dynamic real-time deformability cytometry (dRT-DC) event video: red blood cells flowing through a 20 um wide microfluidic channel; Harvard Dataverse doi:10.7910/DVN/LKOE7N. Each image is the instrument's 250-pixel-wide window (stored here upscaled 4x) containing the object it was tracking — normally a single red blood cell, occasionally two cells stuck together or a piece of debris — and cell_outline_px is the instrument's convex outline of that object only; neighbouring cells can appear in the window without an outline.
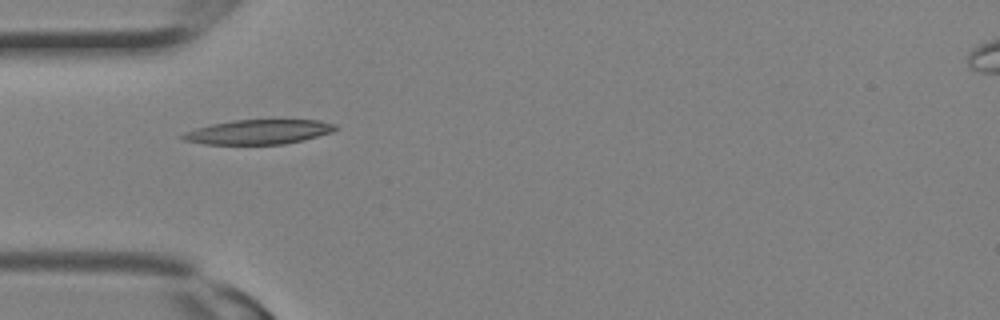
{"species": "Egyptian fruit bat (a non-hibernating species)", "species_latin": "Rousettus aegyptiacus", "temperature_condition": "room temperature", "stored_images_in_passage": 6, "camera_frame_rate_fps": 3000, "um_per_image_px": 0.085, "animal": {"sex": "female"}, "frame": {"image": 1, "passage_image": 1, "time_ms": 0.0, "image_size_px": [1000, 320], "cell_outline_px": [[340, 128], [332, 132], [284, 144], [204, 144], [184, 140], [176, 136], [184, 132], [196, 128], [212, 124], [232, 120], [320, 120], [336, 124]], "centroid_in_image_um": [21.95, 11.21], "position_along_channel_um": 63.1, "area_um2": 21.85}}
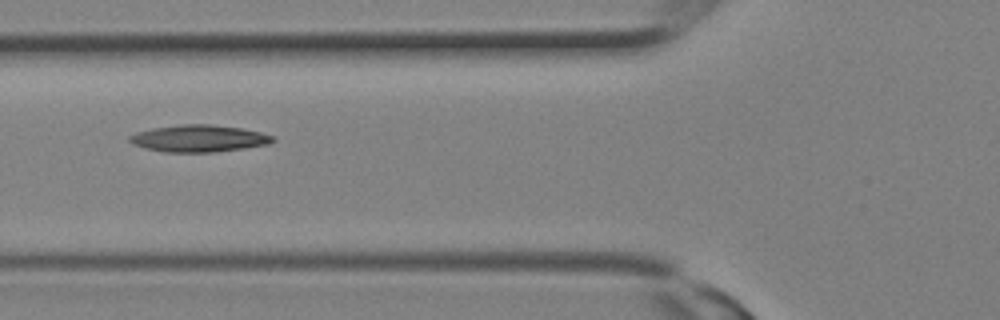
{"frame": {"image": 2, "passage_image": 3, "time_ms": 0.667, "image_size_px": [1000, 320], "cell_outline_px": [[276, 140], [268, 144], [244, 148], [216, 152], [164, 152], [144, 148], [132, 144], [128, 140], [128, 136], [136, 132], [152, 128], [180, 124], [208, 124], [240, 128], [260, 132], [276, 136]], "centroid_in_image_um": [16.88, 11.77], "position_along_channel_um": 108.9, "area_um2": 22.66}}
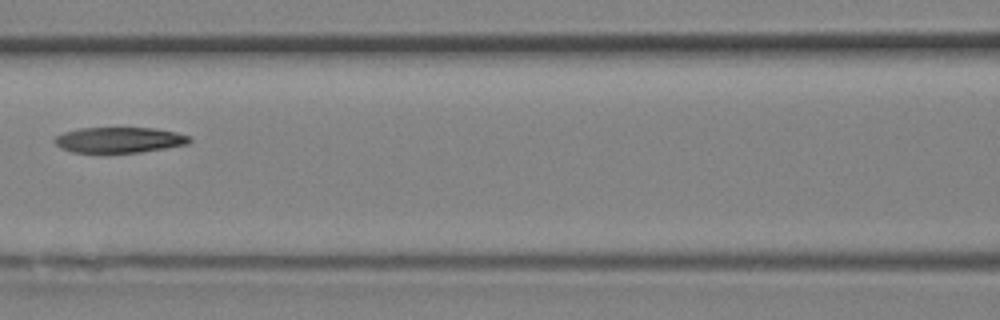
{"frame": {"image": 3, "passage_image": 5, "time_ms": 1.333, "image_size_px": [1000, 320], "cell_outline_px": [[192, 140], [188, 144], [140, 152], [72, 152], [60, 148], [52, 140], [56, 136], [64, 132], [80, 128], [156, 128], [176, 132], [188, 136]], "centroid_in_image_um": [10.12, 11.89], "position_along_channel_um": 156.5, "area_um2": 20.0}}